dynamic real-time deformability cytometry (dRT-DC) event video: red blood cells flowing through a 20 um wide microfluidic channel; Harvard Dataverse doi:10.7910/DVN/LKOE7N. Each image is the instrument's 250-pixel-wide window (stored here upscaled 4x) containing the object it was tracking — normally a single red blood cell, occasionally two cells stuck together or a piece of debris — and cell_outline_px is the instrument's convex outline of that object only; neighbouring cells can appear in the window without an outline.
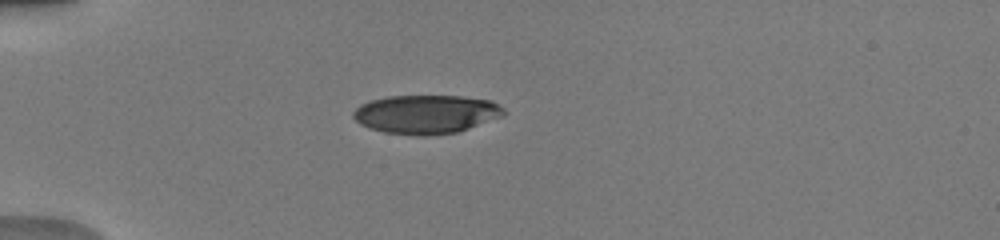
{"species": "human", "species_latin": "Homo sapiens", "temperature_condition": "warm", "stored_images_in_passage": 18, "camera_frame_rate_fps": 3000, "um_per_image_px": 0.085, "donor": {"sex": "male"}, "frame": {"image": 1, "passage_image": 3, "time_ms": 0.667, "image_size_px": [1000, 240], "cell_outline_px": [[504, 116], [456, 132], [428, 136], [416, 136], [384, 132], [360, 124], [352, 116], [352, 112], [360, 104], [368, 100], [388, 96], [460, 96], [492, 100], [500, 104], [504, 108]], "centroid_in_image_um": [36.22, 9.7], "position_along_channel_um": 48.8, "area_um2": 34.16}}
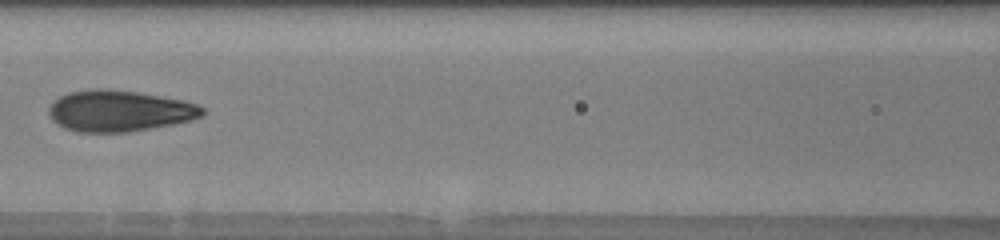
{"frame": {"image": 2, "passage_image": 10, "time_ms": 4.0, "image_size_px": [1000, 240], "cell_outline_px": [[208, 112], [204, 116], [192, 120], [172, 124], [124, 132], [76, 132], [64, 128], [52, 120], [48, 112], [48, 108], [60, 96], [68, 92], [96, 88], [108, 88], [136, 92], [184, 100], [196, 104], [204, 108]], "centroid_in_image_um": [10.16, 9.42], "position_along_channel_um": 156.4, "area_um2": 36.93}}
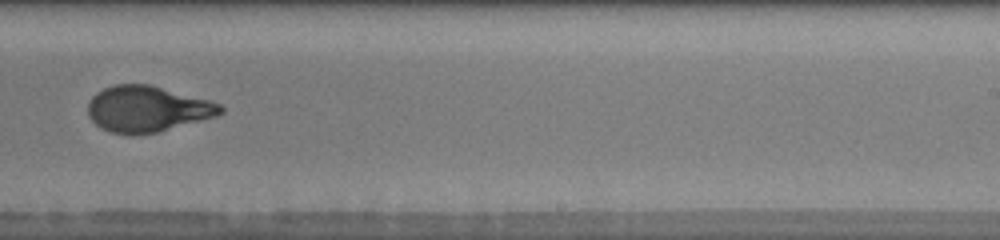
{"frame": {"image": 3, "passage_image": 17, "time_ms": 7.0, "image_size_px": [1000, 240], "cell_outline_px": [[224, 112], [216, 116], [156, 132], [112, 132], [100, 128], [88, 116], [88, 100], [96, 92], [112, 84], [148, 84], [208, 100], [220, 104], [224, 108]], "centroid_in_image_um": [12.49, 9.22], "position_along_channel_um": 276.5, "area_um2": 34.8}}